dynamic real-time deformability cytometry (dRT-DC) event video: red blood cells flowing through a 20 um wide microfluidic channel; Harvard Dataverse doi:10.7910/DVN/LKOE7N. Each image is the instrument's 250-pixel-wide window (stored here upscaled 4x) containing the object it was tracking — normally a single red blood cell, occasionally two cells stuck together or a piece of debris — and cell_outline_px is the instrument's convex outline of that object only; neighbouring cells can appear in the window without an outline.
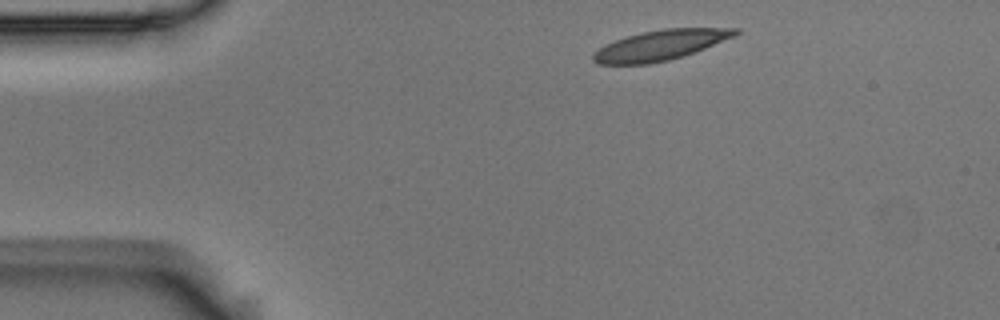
{"species": "Egyptian fruit bat (a non-hibernating species)", "species_latin": "Rousettus aegyptiacus", "temperature_condition": "room temperature", "stored_images_in_passage": 2, "camera_frame_rate_fps": 3000, "um_per_image_px": 0.085, "animal": {"sex": "male"}, "frame": {"image": 1, "passage_image": 1, "time_ms": 0.0, "image_size_px": [1000, 320], "cell_outline_px": [[740, 32], [736, 36], [704, 48], [668, 60], [648, 64], [596, 64], [592, 60], [592, 56], [604, 44], [628, 36], [644, 32], [664, 28], [740, 28]], "centroid_in_image_um": [56.14, 3.83], "position_along_channel_um": 28.9, "area_um2": 24.62}}